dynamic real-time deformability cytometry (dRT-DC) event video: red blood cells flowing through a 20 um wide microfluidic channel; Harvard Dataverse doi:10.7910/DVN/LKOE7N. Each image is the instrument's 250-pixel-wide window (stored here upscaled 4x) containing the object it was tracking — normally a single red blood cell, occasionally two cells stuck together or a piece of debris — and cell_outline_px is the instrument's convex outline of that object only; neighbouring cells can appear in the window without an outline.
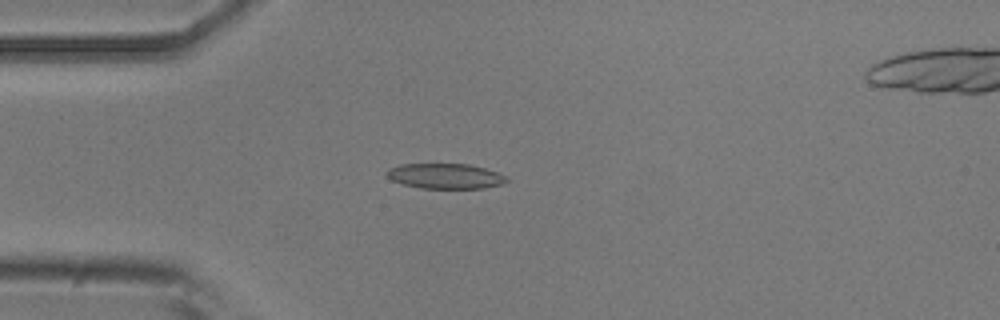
{"species": "common noctule bat (a hibernating species)", "species_latin": "Nyctalus noctula", "temperature_condition": "room temperature", "stored_images_in_passage": 51, "camera_frame_rate_fps": 3000, "um_per_image_px": 0.085, "animal": {"sex": "male", "body_mass_g": 20.5, "forearm_length_mm": 52.5}, "frame": {"image": 1, "passage_image": 13, "time_ms": 4.0, "image_size_px": [1000, 320], "cell_outline_px": [[512, 180], [504, 184], [484, 188], [420, 188], [404, 184], [392, 180], [388, 176], [388, 168], [400, 164], [468, 164], [484, 168], [508, 176]], "centroid_in_image_um": [37.93, 14.97], "position_along_channel_um": 47.1, "area_um2": 17.63}}
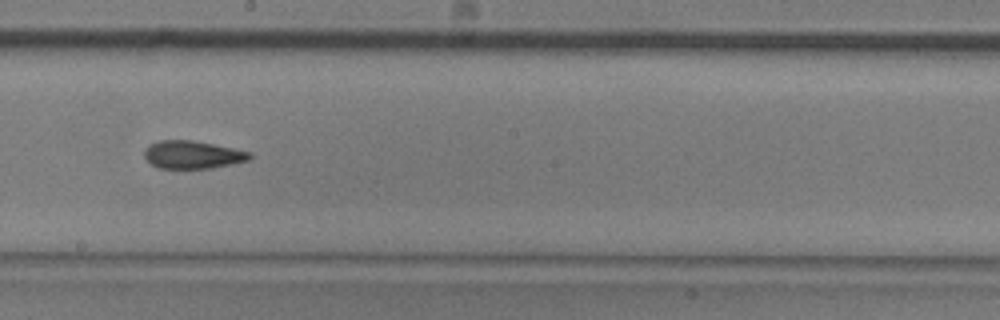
{"frame": {"image": 2, "passage_image": 28, "time_ms": 9.0, "image_size_px": [1000, 320], "cell_outline_px": [[252, 156], [248, 160], [232, 164], [212, 168], [160, 168], [152, 164], [144, 156], [144, 148], [160, 140], [192, 140], [252, 152]], "centroid_in_image_um": [16.38, 13.15], "position_along_channel_um": 231.8, "area_um2": 16.94}}
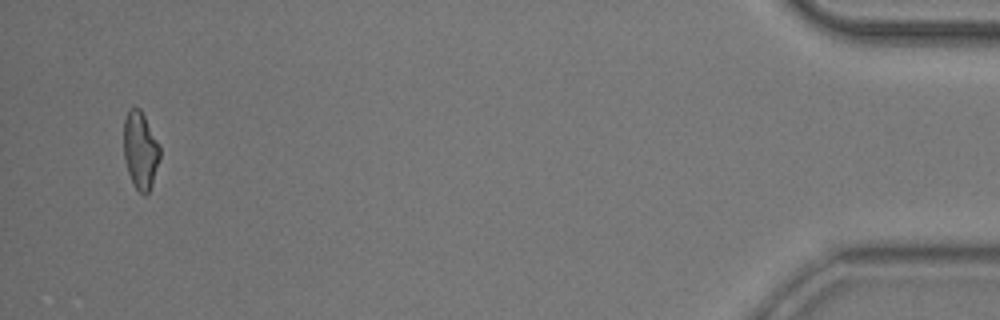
{"frame": {"image": 3, "passage_image": 49, "time_ms": 16.0, "image_size_px": [1000, 320], "cell_outline_px": [[160, 156], [152, 184], [148, 192], [144, 196], [136, 188], [128, 172], [124, 160], [124, 120], [128, 108], [140, 108], [160, 144]], "centroid_in_image_um": [11.93, 12.75], "position_along_channel_um": 423.3, "area_um2": 16.3}}